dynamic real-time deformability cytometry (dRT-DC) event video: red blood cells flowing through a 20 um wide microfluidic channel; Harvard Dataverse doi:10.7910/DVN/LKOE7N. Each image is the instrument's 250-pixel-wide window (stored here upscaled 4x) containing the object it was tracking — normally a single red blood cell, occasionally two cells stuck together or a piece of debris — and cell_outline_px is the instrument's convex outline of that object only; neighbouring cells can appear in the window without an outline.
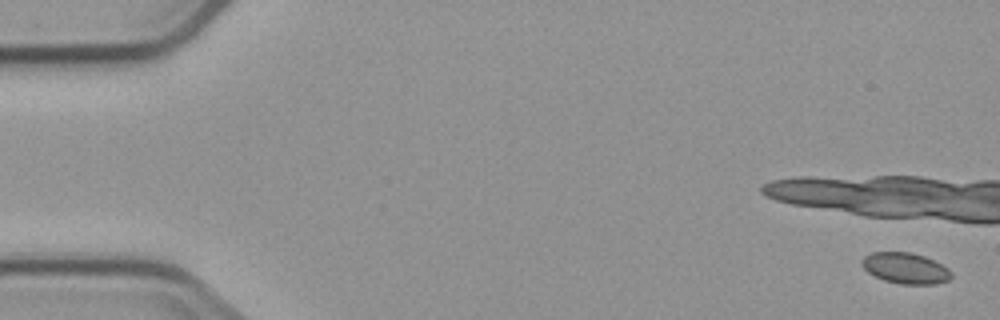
{"species": "common noctule bat (a hibernating species)", "species_latin": "Nyctalus noctula", "temperature_condition": "cold", "stored_images_in_passage": 7, "camera_frame_rate_fps": 3000, "um_per_image_px": 0.085, "animal": {"sex": "male", "body_mass_g": 23.1, "forearm_length_mm": 52.7}, "frame": {"image": 1, "passage_image": 1, "time_ms": 0.0, "image_size_px": [1000, 320], "cell_outline_px": [[952, 276], [948, 280], [936, 284], [900, 284], [884, 280], [868, 272], [860, 264], [860, 260], [864, 256], [872, 252], [912, 252], [924, 256], [948, 268], [952, 272]], "centroid_in_image_um": [76.95, 22.79], "position_along_channel_um": 8.1, "area_um2": 16.13}}